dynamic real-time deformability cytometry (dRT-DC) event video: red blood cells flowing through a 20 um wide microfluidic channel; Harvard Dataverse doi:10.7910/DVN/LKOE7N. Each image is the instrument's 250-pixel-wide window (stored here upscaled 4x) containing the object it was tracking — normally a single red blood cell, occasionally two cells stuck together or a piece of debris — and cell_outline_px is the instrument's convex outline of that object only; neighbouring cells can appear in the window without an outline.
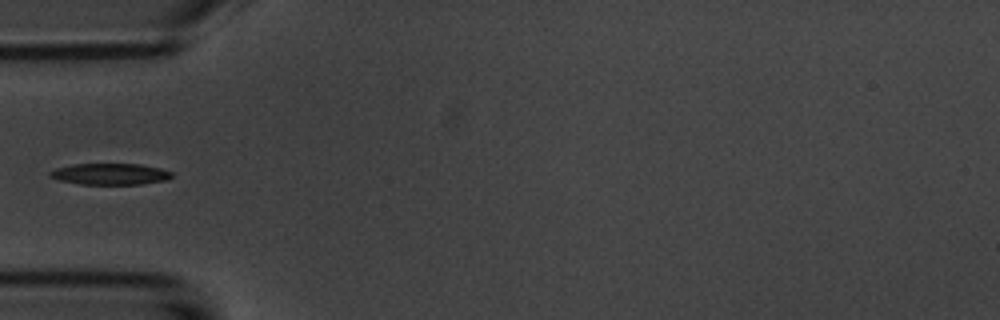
{"species": "common noctule bat (a hibernating species)", "species_latin": "Nyctalus noctula", "temperature_condition": "room temperature", "stored_images_in_passage": 3, "camera_frame_rate_fps": 3000, "um_per_image_px": 0.085, "animal": {"sex": "male", "body_mass_g": 20.1, "forearm_length_mm": 53.5}, "frame": {"image": 1, "passage_image": 2, "time_ms": 1.333, "image_size_px": [1000, 320], "cell_outline_px": [[172, 176], [168, 180], [140, 184], [80, 184], [60, 180], [48, 176], [48, 172], [56, 168], [72, 164], [140, 164], [160, 168], [172, 172]], "centroid_in_image_um": [9.36, 14.79], "position_along_channel_um": 75.6, "area_um2": 15.14}}